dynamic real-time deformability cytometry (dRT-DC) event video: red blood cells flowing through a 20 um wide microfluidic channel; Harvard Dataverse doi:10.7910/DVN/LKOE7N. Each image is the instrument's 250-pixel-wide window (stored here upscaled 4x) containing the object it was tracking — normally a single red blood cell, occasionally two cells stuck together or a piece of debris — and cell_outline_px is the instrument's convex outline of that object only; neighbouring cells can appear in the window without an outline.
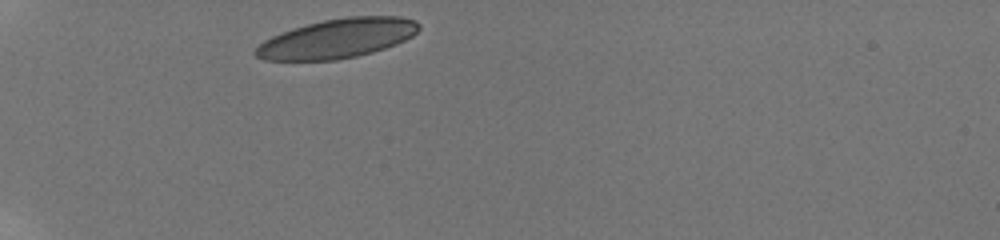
{"species": "human", "species_latin": "Homo sapiens", "temperature_condition": "room temperature", "stored_images_in_passage": 33, "camera_frame_rate_fps": 3000, "um_per_image_px": 0.085, "donor": {"sex": "male"}, "frame": {"image": 1, "passage_image": 1, "time_ms": 0.0, "image_size_px": [1000, 240], "cell_outline_px": [[420, 28], [412, 36], [396, 44], [372, 52], [356, 56], [336, 60], [264, 60], [256, 56], [252, 52], [264, 40], [272, 36], [292, 28], [324, 20], [348, 16], [400, 16], [416, 20], [420, 24]], "centroid_in_image_um": [28.68, 3.26], "position_along_channel_um": 56.3, "area_um2": 37.34}}
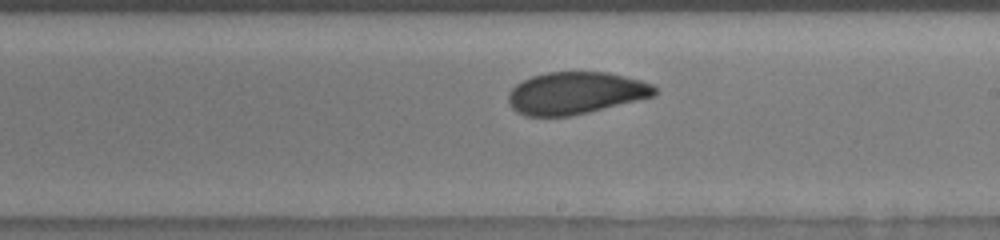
{"frame": {"image": 2, "passage_image": 18, "time_ms": 5.667, "image_size_px": [1000, 240], "cell_outline_px": [[656, 92], [652, 96], [588, 112], [568, 116], [524, 116], [516, 112], [508, 104], [508, 92], [516, 84], [532, 76], [548, 72], [608, 72], [640, 80], [652, 84], [656, 88]], "centroid_in_image_um": [48.86, 7.91], "position_along_channel_um": 240.1, "area_um2": 35.72}}
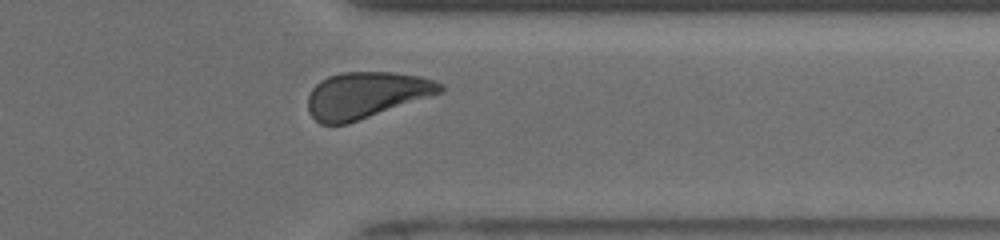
{"frame": {"image": 3, "passage_image": 29, "time_ms": 9.333, "image_size_px": [1000, 240], "cell_outline_px": [[444, 92], [348, 124], [320, 124], [308, 112], [308, 96], [312, 88], [320, 80], [328, 76], [340, 72], [392, 72], [420, 76], [436, 80], [444, 84]], "centroid_in_image_um": [31.14, 8.07], "position_along_channel_um": 380.3, "area_um2": 36.01}, "authors_computed_cell_mechanics": {"area_um2": 36.1828, "velocity_mm_per_s": 3.8114, "shape_relaxation_time_tau1_ms": 5.3624, "shape_relaxation_time_tau2_ms": 1.7018, "deformation_change_tau1": 0.1343, "deformation_change_tau2": 0.0588}}